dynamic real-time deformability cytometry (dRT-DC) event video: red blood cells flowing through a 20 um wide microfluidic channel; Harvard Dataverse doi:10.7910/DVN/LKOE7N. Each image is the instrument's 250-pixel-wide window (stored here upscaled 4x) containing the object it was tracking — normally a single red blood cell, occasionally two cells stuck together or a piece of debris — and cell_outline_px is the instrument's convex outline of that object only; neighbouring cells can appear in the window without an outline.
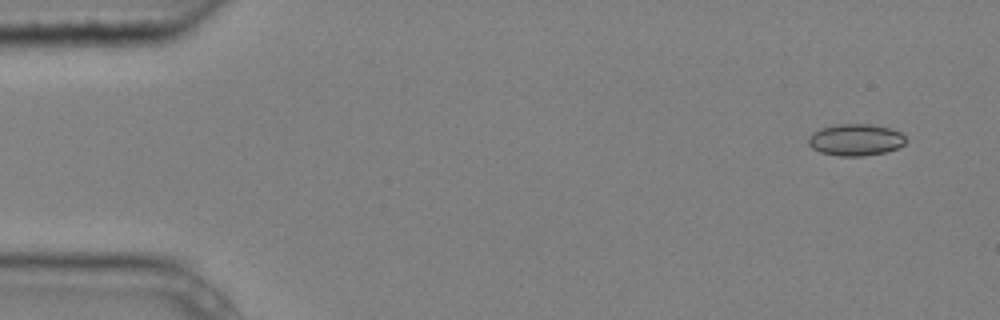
{"species": "common noctule bat (a hibernating species)", "species_latin": "Nyctalus noctula", "temperature_condition": "cold", "stored_images_in_passage": 7, "camera_frame_rate_fps": 3000, "um_per_image_px": 0.085, "animal": {"sex": "male", "body_mass_g": 20.4}, "frame": {"image": 1, "passage_image": 1, "time_ms": 0.0, "image_size_px": [1000, 320], "cell_outline_px": [[908, 140], [904, 144], [896, 148], [884, 152], [864, 156], [840, 156], [820, 152], [812, 148], [808, 144], [808, 136], [812, 132], [820, 128], [836, 124], [872, 124], [892, 128], [900, 132]], "centroid_in_image_um": [72.72, 11.87], "position_along_channel_um": 12.3, "area_um2": 18.21}}
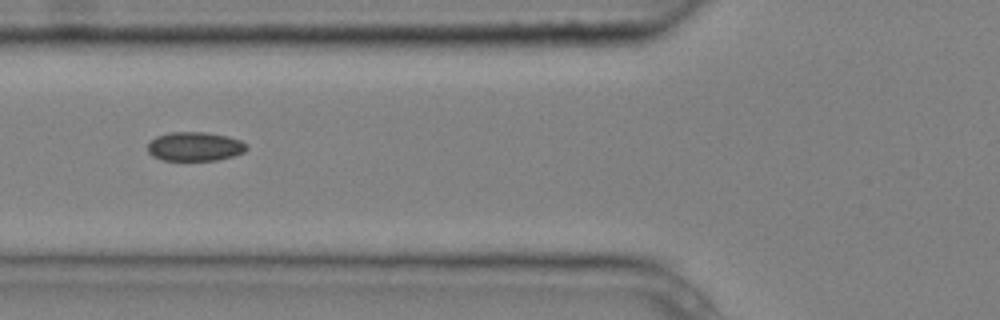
{"frame": {"image": 2, "passage_image": 6, "time_ms": 1.667, "image_size_px": [1000, 320], "cell_outline_px": [[248, 148], [244, 152], [232, 156], [216, 160], [164, 160], [152, 156], [148, 152], [148, 144], [156, 136], [168, 132], [208, 132], [228, 136], [240, 140], [248, 144]], "centroid_in_image_um": [16.58, 12.44], "position_along_channel_um": 109.2, "area_um2": 16.82}}
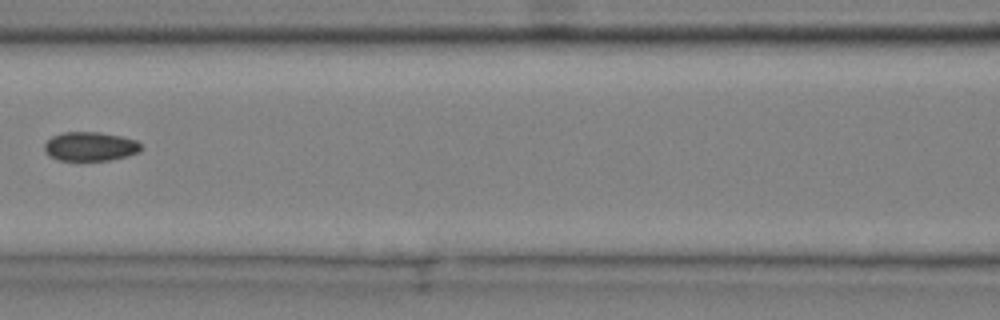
{"frame": {"image": 3, "passage_image": 7, "time_ms": 2.0, "image_size_px": [1000, 320], "cell_outline_px": [[144, 148], [140, 152], [128, 156], [108, 160], [60, 160], [48, 156], [44, 152], [44, 144], [52, 136], [60, 132], [100, 132], [120, 136], [136, 140]], "centroid_in_image_um": [7.67, 12.44], "position_along_channel_um": 158.9, "area_um2": 16.53}}